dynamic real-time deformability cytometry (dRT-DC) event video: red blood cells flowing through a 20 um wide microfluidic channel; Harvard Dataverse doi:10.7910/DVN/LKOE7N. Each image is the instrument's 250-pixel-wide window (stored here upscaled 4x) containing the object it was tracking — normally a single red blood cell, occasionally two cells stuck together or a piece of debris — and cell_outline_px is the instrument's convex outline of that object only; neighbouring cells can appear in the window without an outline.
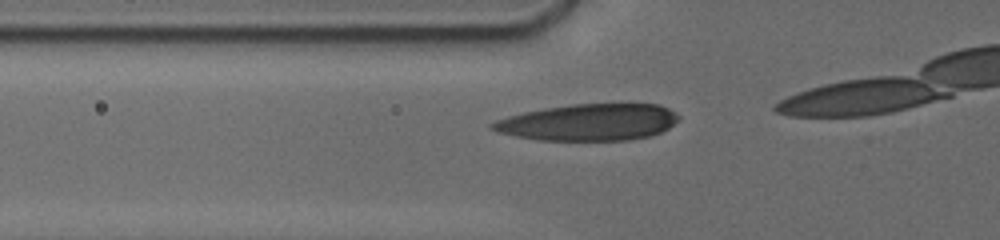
{"species": "human", "species_latin": "Homo sapiens", "temperature_condition": "cold", "stored_images_in_passage": 9, "segment_of_instrument_passage": [1, 2], "camera_frame_rate_fps": 3000, "um_per_image_px": 0.085, "donor": {"sex": "male"}, "frame": {"image": 1, "passage_image": 4, "time_ms": 1.333, "image_size_px": [1000, 240], "cell_outline_px": [[680, 116], [668, 128], [660, 132], [648, 136], [628, 140], [540, 140], [500, 132], [492, 128], [488, 124], [496, 120], [508, 116], [524, 112], [544, 108], [572, 104], [660, 104], [676, 112]], "centroid_in_image_um": [50.06, 10.38], "position_along_channel_um": 75.7, "area_um2": 39.42}}
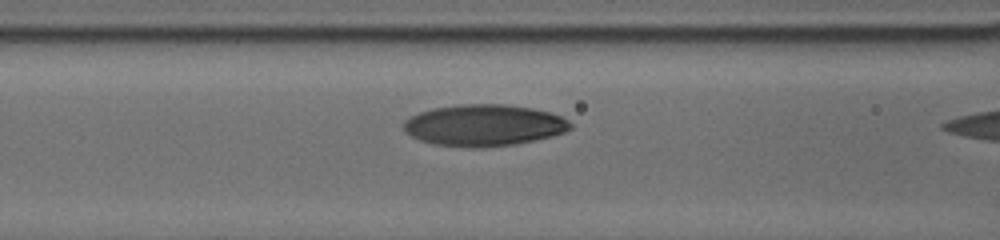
{"frame": {"image": 2, "passage_image": 7, "time_ms": 2.667, "image_size_px": [1000, 240], "cell_outline_px": [[572, 128], [564, 132], [552, 136], [512, 144], [436, 144], [420, 140], [412, 136], [404, 128], [404, 120], [408, 116], [432, 108], [460, 104], [504, 104], [528, 108], [548, 112], [560, 116], [568, 120], [572, 124]], "centroid_in_image_um": [41.14, 10.59], "position_along_channel_um": 125.5, "area_um2": 38.84}}